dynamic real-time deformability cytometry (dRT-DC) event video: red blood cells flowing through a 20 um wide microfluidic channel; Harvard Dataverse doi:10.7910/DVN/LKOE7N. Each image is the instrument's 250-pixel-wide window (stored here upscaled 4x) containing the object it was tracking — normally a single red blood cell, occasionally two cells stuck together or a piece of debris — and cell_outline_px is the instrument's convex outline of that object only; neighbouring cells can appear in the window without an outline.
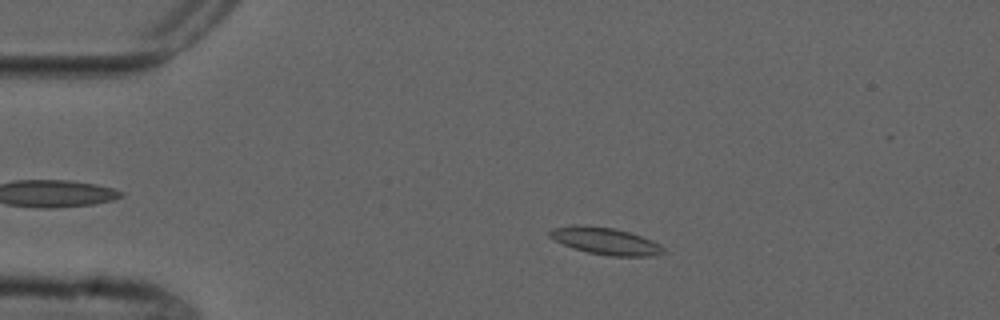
{"species": "common noctule bat (a hibernating species)", "species_latin": "Nyctalus noctula", "temperature_condition": "cold", "stored_images_in_passage": 3, "camera_frame_rate_fps": 3000, "um_per_image_px": 0.085, "animal": {"sex": "male", "forearm_length_mm": 52.5}, "frame": {"image": 1, "passage_image": 2, "time_ms": 1.0, "image_size_px": [1000, 320], "cell_outline_px": [[664, 252], [652, 256], [608, 256], [588, 252], [572, 248], [548, 236], [548, 232], [552, 228], [572, 224], [584, 224], [612, 228], [628, 232], [652, 240], [660, 244], [664, 248]], "centroid_in_image_um": [51.42, 20.47], "position_along_channel_um": 33.6, "area_um2": 17.92}}